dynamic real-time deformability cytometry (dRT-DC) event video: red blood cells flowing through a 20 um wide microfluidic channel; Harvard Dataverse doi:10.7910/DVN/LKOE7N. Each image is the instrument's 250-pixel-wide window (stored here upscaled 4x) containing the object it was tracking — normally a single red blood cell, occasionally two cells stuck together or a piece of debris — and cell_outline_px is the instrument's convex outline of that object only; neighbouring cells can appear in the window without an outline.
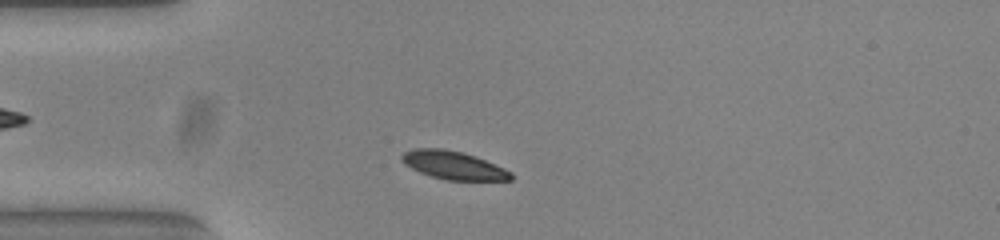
{"species": "common noctule bat (a hibernating species)", "species_latin": "Nyctalus noctula", "temperature_condition": "warm", "stored_images_in_passage": 45, "camera_frame_rate_fps": 3000, "um_per_image_px": 0.085, "animal": {"sex": "female", "body_mass_g": 23.0, "forearm_length_mm": 53.4}, "frame": {"image": 1, "passage_image": 5, "time_ms": 1.333, "image_size_px": [1000, 240], "cell_outline_px": [[512, 180], [444, 180], [420, 172], [404, 164], [400, 160], [400, 156], [404, 152], [412, 148], [444, 148], [476, 156], [504, 168], [512, 172]], "centroid_in_image_um": [38.51, 14.04], "position_along_channel_um": 46.5, "area_um2": 17.98}}
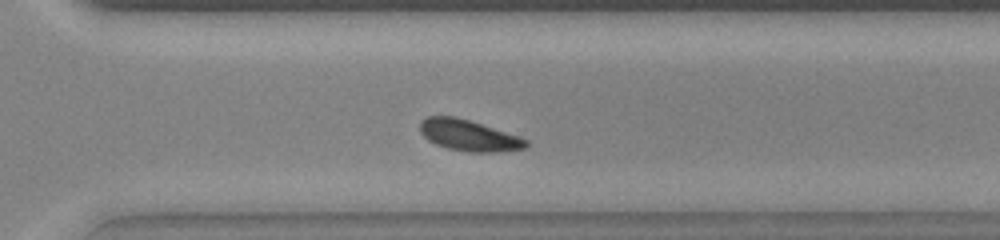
{"frame": {"image": 2, "passage_image": 29, "time_ms": 9.333, "image_size_px": [1000, 240], "cell_outline_px": [[528, 144], [524, 148], [496, 152], [468, 152], [448, 148], [436, 144], [428, 140], [420, 132], [420, 120], [428, 116], [456, 116], [520, 136], [528, 140]], "centroid_in_image_um": [39.83, 11.5], "position_along_channel_um": 330.8, "area_um2": 19.19}}
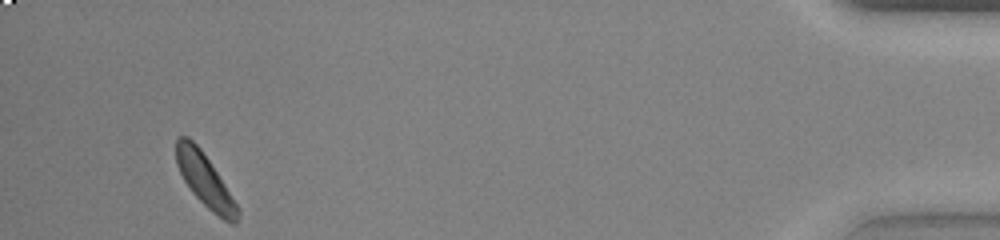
{"frame": {"image": 3, "passage_image": 42, "time_ms": 13.667, "image_size_px": [1000, 240], "cell_outline_px": [[240, 212], [236, 224], [232, 224], [224, 220], [212, 212], [192, 192], [184, 180], [176, 164], [176, 136], [188, 136], [200, 148], [240, 208]], "centroid_in_image_um": [17.42, 15.33], "position_along_channel_um": 417.8, "area_um2": 18.67}, "authors_computed_cell_mechanics": {"area_um2": 18.9006, "velocity_mm_per_s": 3.7673, "shape_relaxation_time_tau1_ms": 1.6437, "shape_relaxation_time_tau2_ms": 5.1424, "deformation_change_tau1": 0.0978, "deformation_change_tau2": 0.0943}}